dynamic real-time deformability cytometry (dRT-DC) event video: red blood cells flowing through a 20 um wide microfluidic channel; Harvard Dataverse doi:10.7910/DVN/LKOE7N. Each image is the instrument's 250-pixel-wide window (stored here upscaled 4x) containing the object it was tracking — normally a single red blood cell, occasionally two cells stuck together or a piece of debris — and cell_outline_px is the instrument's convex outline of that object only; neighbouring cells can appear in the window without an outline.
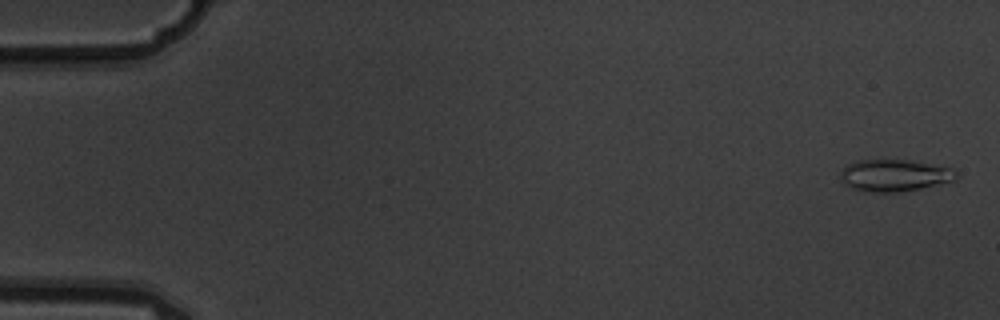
{"species": "common noctule bat (a hibernating species)", "species_latin": "Nyctalus noctula", "temperature_condition": "warm", "stored_images_in_passage": 6, "camera_frame_rate_fps": 3000, "um_per_image_px": 0.085, "animal": {"sex": "male", "body_mass_g": 19.5, "forearm_length_mm": 54.6}, "frame": {"image": 1, "passage_image": 1, "time_ms": 0.0, "image_size_px": [1000, 320], "cell_outline_px": [[960, 176], [956, 180], [920, 188], [900, 192], [864, 192], [848, 188], [840, 180], [840, 172], [848, 164], [856, 160], [912, 160], [952, 168]], "centroid_in_image_um": [76.0, 14.91], "position_along_channel_um": 9.0, "area_um2": 21.85}}
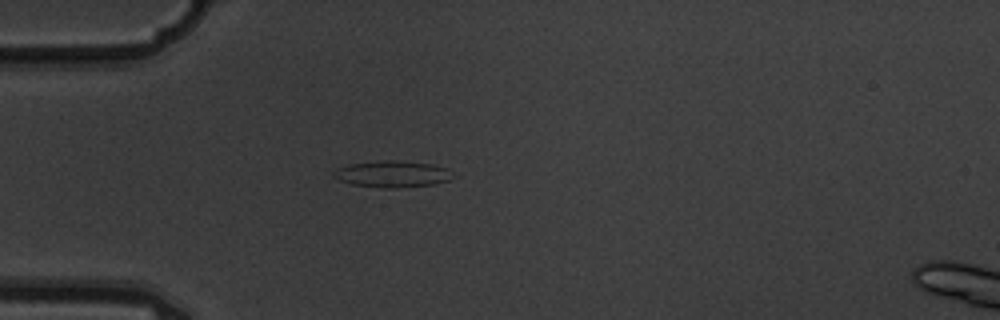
{"frame": {"image": 2, "passage_image": 5, "time_ms": 1.333, "image_size_px": [1000, 320], "cell_outline_px": [[460, 176], [436, 184], [396, 188], [384, 188], [352, 184], [340, 180], [332, 176], [332, 172], [336, 168], [348, 164], [384, 160], [396, 160], [432, 164], [448, 168]], "centroid_in_image_um": [33.42, 14.79], "position_along_channel_um": 51.6, "area_um2": 18.79}}